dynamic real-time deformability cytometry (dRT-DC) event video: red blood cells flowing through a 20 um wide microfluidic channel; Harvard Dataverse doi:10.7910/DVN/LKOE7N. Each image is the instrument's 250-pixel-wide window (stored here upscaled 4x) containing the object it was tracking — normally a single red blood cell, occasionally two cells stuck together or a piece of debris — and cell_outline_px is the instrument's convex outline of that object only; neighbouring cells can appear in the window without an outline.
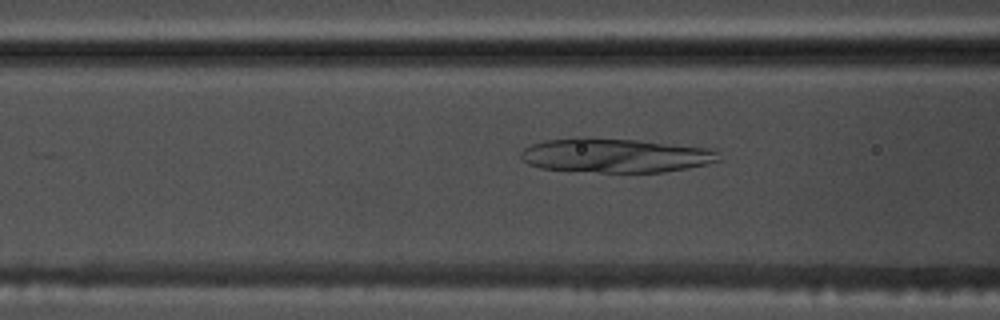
{"species": "common noctule bat (a hibernating species)", "species_latin": "Nyctalus noctula", "temperature_condition": "warm", "stored_images_in_passage": 9, "camera_frame_rate_fps": 3000, "um_per_image_px": 0.085, "animal": {"sex": "male", "body_mass_g": 17.5, "forearm_length_mm": 52.3}, "frame": {"image": 1, "passage_image": 7, "time_ms": 2.0, "image_size_px": [1000, 320], "cell_outline_px": [[720, 160], [708, 164], [664, 172], [600, 172], [540, 168], [528, 164], [520, 156], [520, 152], [524, 148], [532, 144], [544, 140], [576, 136], [584, 136], [636, 140], [708, 148], [716, 152]], "centroid_in_image_um": [52.23, 13.2], "position_along_channel_um": 114.4, "area_um2": 39.54}}